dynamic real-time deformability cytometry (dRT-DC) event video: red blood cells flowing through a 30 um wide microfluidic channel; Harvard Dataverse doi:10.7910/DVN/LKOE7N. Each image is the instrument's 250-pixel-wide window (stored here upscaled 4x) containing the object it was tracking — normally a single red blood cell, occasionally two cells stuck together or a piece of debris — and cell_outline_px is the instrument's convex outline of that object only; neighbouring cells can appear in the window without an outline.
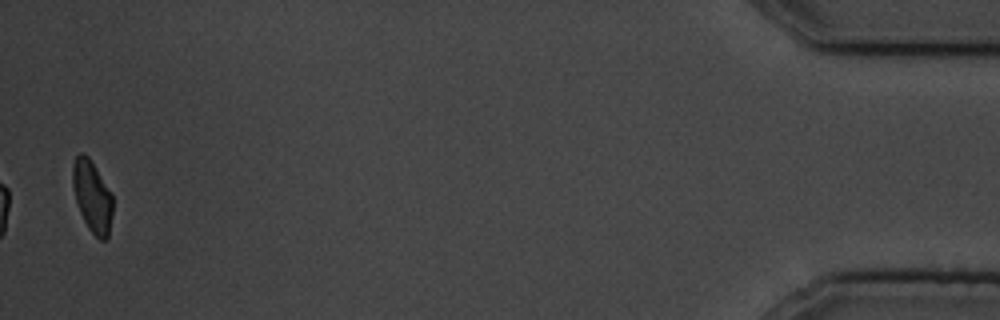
{"species": "common noctule bat (a hibernating species)", "species_latin": "Nyctalus noctula", "temperature_condition": "cold", "stored_images_in_passage": 14, "camera_frame_rate_fps": 3000, "um_per_image_px": 0.085, "animal": {"sex": "male", "body_mass_g": 19.5, "forearm_length_mm": 54.6}, "frame": {"image": 1, "passage_image": 14, "time_ms": 17.0, "image_size_px": [1000, 320], "cell_outline_px": [[112, 212], [108, 240], [100, 240], [88, 228], [80, 212], [76, 200], [72, 184], [72, 164], [76, 156], [80, 152], [88, 156], [112, 192]], "centroid_in_image_um": [7.84, 16.69], "position_along_channel_um": 427.4, "area_um2": 16.76}, "authors_computed_cell_mechanics": {"area_um2": 19.5653, "velocity_mm_per_s": 3.5259, "shape_relaxation_time_tau1_ms": 2.001, "shape_relaxation_time_tau2_ms": 3.0171, "deformation_change_tau1": 0.08, "deformation_change_tau2": 0.0494}}